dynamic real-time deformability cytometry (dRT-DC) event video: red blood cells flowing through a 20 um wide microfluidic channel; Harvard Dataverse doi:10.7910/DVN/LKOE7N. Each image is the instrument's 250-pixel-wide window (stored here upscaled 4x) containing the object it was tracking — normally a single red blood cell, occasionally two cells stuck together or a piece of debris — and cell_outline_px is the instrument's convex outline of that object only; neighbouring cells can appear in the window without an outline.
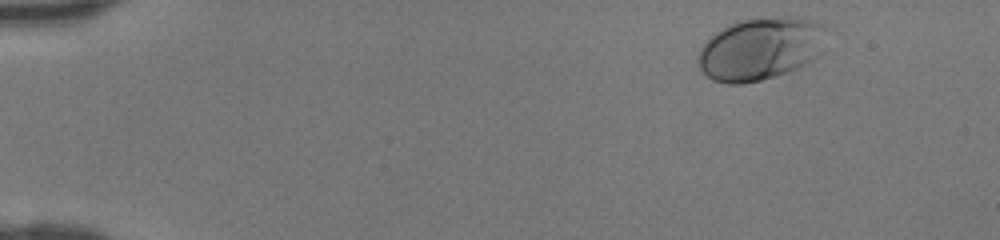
{"species": "human", "species_latin": "Homo sapiens", "temperature_condition": "room temperature", "stored_images_in_passage": 43, "camera_frame_rate_fps": 3000, "um_per_image_px": 0.085, "donor": {"sex": "female"}, "frame": {"image": 1, "passage_image": 2, "time_ms": 0.333, "image_size_px": [1000, 240], "cell_outline_px": [[824, 28], [808, 60], [800, 68], [788, 72], [760, 80], [740, 84], [728, 84], [712, 80], [700, 68], [696, 60], [696, 56], [700, 48], [716, 32], [728, 24], [740, 20], [788, 16], [816, 20]], "centroid_in_image_um": [64.48, 4.15], "position_along_channel_um": 20.5, "area_um2": 45.37}}
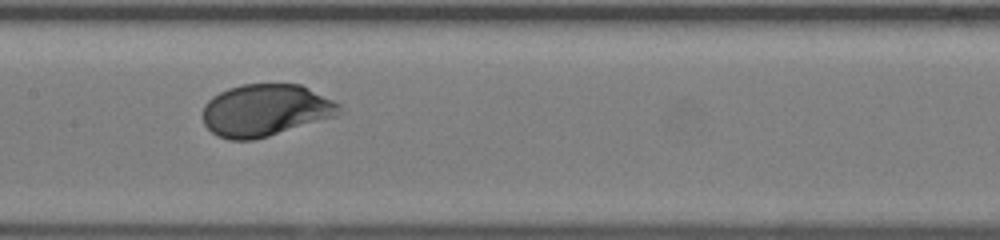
{"frame": {"image": 2, "passage_image": 21, "time_ms": 6.667, "image_size_px": [1000, 240], "cell_outline_px": [[340, 112], [336, 116], [268, 136], [252, 140], [228, 140], [216, 136], [204, 124], [204, 104], [212, 96], [228, 88], [244, 84], [300, 84], [340, 104]], "centroid_in_image_um": [22.53, 9.38], "position_along_channel_um": 184.9, "area_um2": 41.15}}
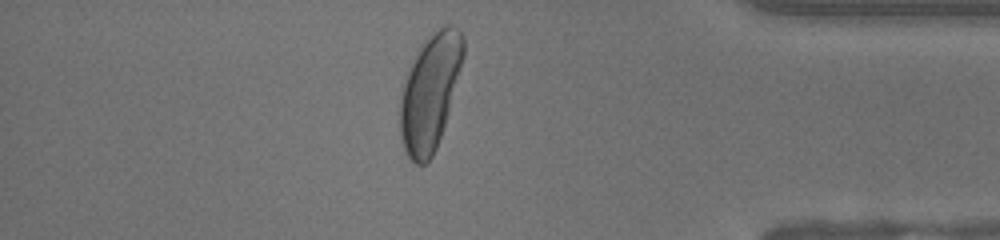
{"frame": {"image": 3, "passage_image": 37, "time_ms": 12.0, "image_size_px": [1000, 240], "cell_outline_px": [[464, 56], [444, 124], [436, 148], [432, 156], [424, 164], [416, 164], [404, 152], [400, 140], [400, 96], [404, 76], [420, 44], [424, 40], [440, 28], [448, 24], [452, 24], [460, 32], [464, 40]], "centroid_in_image_um": [36.51, 7.82], "position_along_channel_um": 398.7, "area_um2": 42.48}}